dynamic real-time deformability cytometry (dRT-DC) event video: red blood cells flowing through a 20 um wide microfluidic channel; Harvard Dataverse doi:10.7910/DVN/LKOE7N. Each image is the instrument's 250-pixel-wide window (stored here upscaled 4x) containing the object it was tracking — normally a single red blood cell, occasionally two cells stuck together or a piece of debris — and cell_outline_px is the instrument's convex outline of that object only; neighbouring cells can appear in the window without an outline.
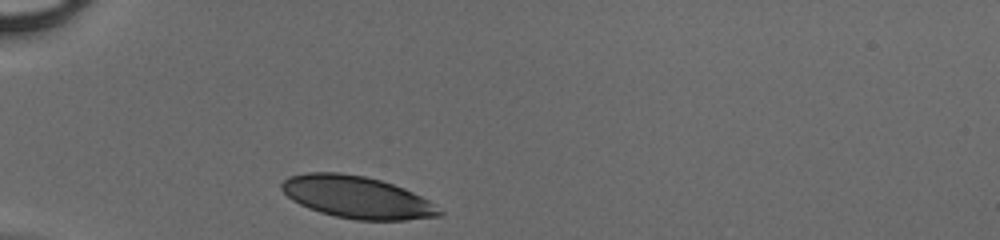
{"species": "human", "species_latin": "Homo sapiens", "temperature_condition": "cold", "stored_images_in_passage": 27, "camera_frame_rate_fps": 3000, "um_per_image_px": 0.085, "donor": {"sex": "male"}, "frame": {"image": 1, "passage_image": 1, "time_ms": 0.0, "image_size_px": [1000, 240], "cell_outline_px": [[444, 212], [440, 216], [404, 220], [356, 220], [336, 216], [320, 212], [308, 208], [292, 200], [280, 188], [280, 184], [288, 176], [308, 172], [340, 172], [364, 176], [380, 180], [404, 188], [428, 200]], "centroid_in_image_um": [30.32, 16.76], "position_along_channel_um": 54.7, "area_um2": 38.61}}
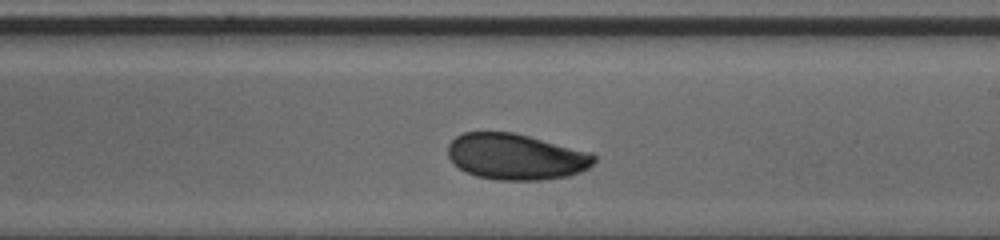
{"frame": {"image": 2, "passage_image": 16, "time_ms": 5.0, "image_size_px": [1000, 240], "cell_outline_px": [[596, 160], [588, 168], [580, 172], [568, 176], [544, 180], [496, 180], [476, 176], [460, 168], [448, 156], [448, 144], [456, 136], [464, 132], [512, 132], [592, 152], [596, 156]], "centroid_in_image_um": [43.88, 13.32], "position_along_channel_um": 245.1, "area_um2": 39.19}}
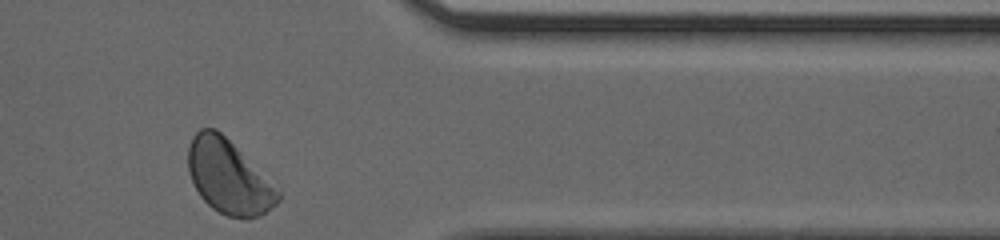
{"frame": {"image": 3, "passage_image": 27, "time_ms": 8.667, "image_size_px": [1000, 240], "cell_outline_px": [[280, 200], [276, 204], [260, 216], [228, 216], [212, 208], [200, 196], [188, 172], [188, 148], [192, 136], [200, 128], [216, 128], [280, 192]], "centroid_in_image_um": [19.38, 15.02], "position_along_channel_um": 392.0, "area_um2": 37.51}}